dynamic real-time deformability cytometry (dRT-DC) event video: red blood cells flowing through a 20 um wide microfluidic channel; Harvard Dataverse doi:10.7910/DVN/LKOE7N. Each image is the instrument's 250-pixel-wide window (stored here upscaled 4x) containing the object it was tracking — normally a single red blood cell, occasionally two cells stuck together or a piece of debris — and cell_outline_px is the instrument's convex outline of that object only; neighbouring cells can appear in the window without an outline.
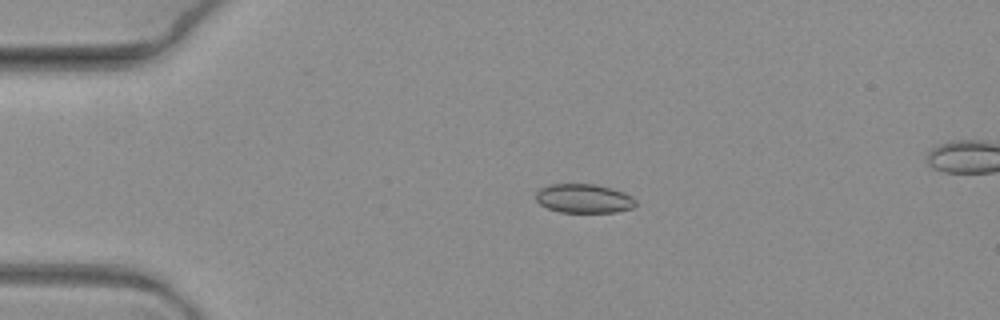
{"species": "common noctule bat (a hibernating species)", "species_latin": "Nyctalus noctula", "temperature_condition": "warm", "stored_images_in_passage": 5, "camera_frame_rate_fps": 3000, "um_per_image_px": 0.085, "animal": {"sex": "female", "body_mass_g": 19.3, "forearm_length_mm": 54.1}, "frame": {"image": 1, "passage_image": 2, "time_ms": 0.333, "image_size_px": [1000, 320], "cell_outline_px": [[636, 204], [632, 208], [616, 212], [560, 212], [548, 208], [540, 204], [536, 200], [536, 192], [540, 188], [552, 184], [592, 184], [612, 188], [632, 196], [636, 200]], "centroid_in_image_um": [49.63, 16.87], "position_along_channel_um": 35.4, "area_um2": 16.82}}
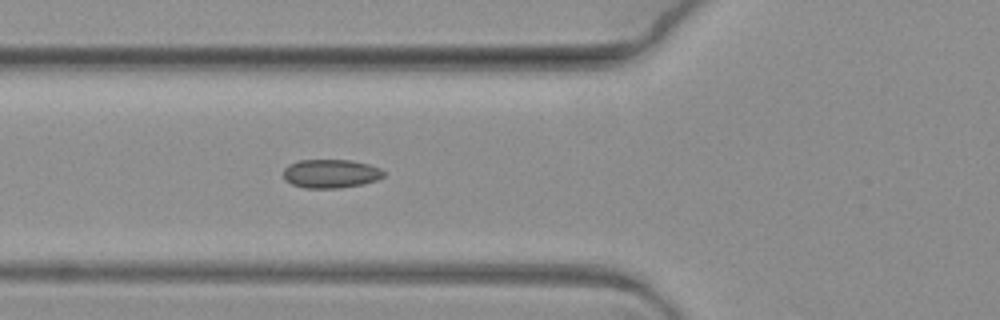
{"frame": {"image": 2, "passage_image": 5, "time_ms": 1.333, "image_size_px": [1000, 320], "cell_outline_px": [[384, 176], [376, 180], [360, 184], [340, 188], [304, 188], [292, 184], [284, 180], [284, 168], [288, 164], [300, 160], [348, 160], [368, 164], [380, 168], [384, 172]], "centroid_in_image_um": [28.08, 14.76], "position_along_channel_um": 97.7, "area_um2": 16.7}}